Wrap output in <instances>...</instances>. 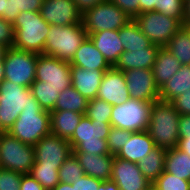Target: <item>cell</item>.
<instances>
[{
    "label": "cell",
    "mask_w": 190,
    "mask_h": 190,
    "mask_svg": "<svg viewBox=\"0 0 190 190\" xmlns=\"http://www.w3.org/2000/svg\"><path fill=\"white\" fill-rule=\"evenodd\" d=\"M89 100H87L72 85L60 92L54 110H71L85 113Z\"/></svg>",
    "instance_id": "obj_30"
},
{
    "label": "cell",
    "mask_w": 190,
    "mask_h": 190,
    "mask_svg": "<svg viewBox=\"0 0 190 190\" xmlns=\"http://www.w3.org/2000/svg\"><path fill=\"white\" fill-rule=\"evenodd\" d=\"M6 49L7 48L5 46H3V45L0 44V61L3 60L4 53H5Z\"/></svg>",
    "instance_id": "obj_57"
},
{
    "label": "cell",
    "mask_w": 190,
    "mask_h": 190,
    "mask_svg": "<svg viewBox=\"0 0 190 190\" xmlns=\"http://www.w3.org/2000/svg\"><path fill=\"white\" fill-rule=\"evenodd\" d=\"M52 190H76V184L60 182Z\"/></svg>",
    "instance_id": "obj_52"
},
{
    "label": "cell",
    "mask_w": 190,
    "mask_h": 190,
    "mask_svg": "<svg viewBox=\"0 0 190 190\" xmlns=\"http://www.w3.org/2000/svg\"><path fill=\"white\" fill-rule=\"evenodd\" d=\"M37 54L9 47L2 60L5 80L23 87H30L35 81Z\"/></svg>",
    "instance_id": "obj_10"
},
{
    "label": "cell",
    "mask_w": 190,
    "mask_h": 190,
    "mask_svg": "<svg viewBox=\"0 0 190 190\" xmlns=\"http://www.w3.org/2000/svg\"><path fill=\"white\" fill-rule=\"evenodd\" d=\"M134 20L146 37L160 47H165L183 26L177 19L156 11L140 13Z\"/></svg>",
    "instance_id": "obj_11"
},
{
    "label": "cell",
    "mask_w": 190,
    "mask_h": 190,
    "mask_svg": "<svg viewBox=\"0 0 190 190\" xmlns=\"http://www.w3.org/2000/svg\"><path fill=\"white\" fill-rule=\"evenodd\" d=\"M111 181L120 190H150L152 183L141 173L137 163L114 157Z\"/></svg>",
    "instance_id": "obj_14"
},
{
    "label": "cell",
    "mask_w": 190,
    "mask_h": 190,
    "mask_svg": "<svg viewBox=\"0 0 190 190\" xmlns=\"http://www.w3.org/2000/svg\"><path fill=\"white\" fill-rule=\"evenodd\" d=\"M154 190H190V181L163 172L153 183Z\"/></svg>",
    "instance_id": "obj_37"
},
{
    "label": "cell",
    "mask_w": 190,
    "mask_h": 190,
    "mask_svg": "<svg viewBox=\"0 0 190 190\" xmlns=\"http://www.w3.org/2000/svg\"><path fill=\"white\" fill-rule=\"evenodd\" d=\"M128 130L111 127L107 137V145L110 154L116 155L118 151L125 145L126 140H129L131 134Z\"/></svg>",
    "instance_id": "obj_38"
},
{
    "label": "cell",
    "mask_w": 190,
    "mask_h": 190,
    "mask_svg": "<svg viewBox=\"0 0 190 190\" xmlns=\"http://www.w3.org/2000/svg\"><path fill=\"white\" fill-rule=\"evenodd\" d=\"M94 46L103 54L111 67L115 65L119 56L124 52V46L118 35V30H104L88 35Z\"/></svg>",
    "instance_id": "obj_22"
},
{
    "label": "cell",
    "mask_w": 190,
    "mask_h": 190,
    "mask_svg": "<svg viewBox=\"0 0 190 190\" xmlns=\"http://www.w3.org/2000/svg\"><path fill=\"white\" fill-rule=\"evenodd\" d=\"M20 190H45L44 187L30 174H22Z\"/></svg>",
    "instance_id": "obj_45"
},
{
    "label": "cell",
    "mask_w": 190,
    "mask_h": 190,
    "mask_svg": "<svg viewBox=\"0 0 190 190\" xmlns=\"http://www.w3.org/2000/svg\"><path fill=\"white\" fill-rule=\"evenodd\" d=\"M13 28L14 48L43 54L50 24L43 19L40 11L21 12L17 15Z\"/></svg>",
    "instance_id": "obj_2"
},
{
    "label": "cell",
    "mask_w": 190,
    "mask_h": 190,
    "mask_svg": "<svg viewBox=\"0 0 190 190\" xmlns=\"http://www.w3.org/2000/svg\"><path fill=\"white\" fill-rule=\"evenodd\" d=\"M180 115L171 102L160 99L153 102L147 132L155 146L169 149L178 145Z\"/></svg>",
    "instance_id": "obj_1"
},
{
    "label": "cell",
    "mask_w": 190,
    "mask_h": 190,
    "mask_svg": "<svg viewBox=\"0 0 190 190\" xmlns=\"http://www.w3.org/2000/svg\"><path fill=\"white\" fill-rule=\"evenodd\" d=\"M34 150V165L55 166L58 170L73 153L69 140L52 134L41 138L34 145Z\"/></svg>",
    "instance_id": "obj_13"
},
{
    "label": "cell",
    "mask_w": 190,
    "mask_h": 190,
    "mask_svg": "<svg viewBox=\"0 0 190 190\" xmlns=\"http://www.w3.org/2000/svg\"><path fill=\"white\" fill-rule=\"evenodd\" d=\"M5 80L4 76V66L2 61H0V84Z\"/></svg>",
    "instance_id": "obj_54"
},
{
    "label": "cell",
    "mask_w": 190,
    "mask_h": 190,
    "mask_svg": "<svg viewBox=\"0 0 190 190\" xmlns=\"http://www.w3.org/2000/svg\"><path fill=\"white\" fill-rule=\"evenodd\" d=\"M83 115L85 113H77L71 110L51 111L50 134L69 140Z\"/></svg>",
    "instance_id": "obj_24"
},
{
    "label": "cell",
    "mask_w": 190,
    "mask_h": 190,
    "mask_svg": "<svg viewBox=\"0 0 190 190\" xmlns=\"http://www.w3.org/2000/svg\"><path fill=\"white\" fill-rule=\"evenodd\" d=\"M184 20H190V0H185V17Z\"/></svg>",
    "instance_id": "obj_53"
},
{
    "label": "cell",
    "mask_w": 190,
    "mask_h": 190,
    "mask_svg": "<svg viewBox=\"0 0 190 190\" xmlns=\"http://www.w3.org/2000/svg\"><path fill=\"white\" fill-rule=\"evenodd\" d=\"M178 125L179 138H182L185 134H190V115H180Z\"/></svg>",
    "instance_id": "obj_47"
},
{
    "label": "cell",
    "mask_w": 190,
    "mask_h": 190,
    "mask_svg": "<svg viewBox=\"0 0 190 190\" xmlns=\"http://www.w3.org/2000/svg\"><path fill=\"white\" fill-rule=\"evenodd\" d=\"M22 174L0 167V190H20Z\"/></svg>",
    "instance_id": "obj_39"
},
{
    "label": "cell",
    "mask_w": 190,
    "mask_h": 190,
    "mask_svg": "<svg viewBox=\"0 0 190 190\" xmlns=\"http://www.w3.org/2000/svg\"><path fill=\"white\" fill-rule=\"evenodd\" d=\"M111 127L110 122L92 121L83 115L69 139L73 152H90L96 155L110 154L107 137Z\"/></svg>",
    "instance_id": "obj_5"
},
{
    "label": "cell",
    "mask_w": 190,
    "mask_h": 190,
    "mask_svg": "<svg viewBox=\"0 0 190 190\" xmlns=\"http://www.w3.org/2000/svg\"><path fill=\"white\" fill-rule=\"evenodd\" d=\"M30 174L44 187L52 190L59 184L58 169L55 166L33 165Z\"/></svg>",
    "instance_id": "obj_35"
},
{
    "label": "cell",
    "mask_w": 190,
    "mask_h": 190,
    "mask_svg": "<svg viewBox=\"0 0 190 190\" xmlns=\"http://www.w3.org/2000/svg\"><path fill=\"white\" fill-rule=\"evenodd\" d=\"M153 102L130 98L123 104L113 105L110 124L130 132L146 131Z\"/></svg>",
    "instance_id": "obj_7"
},
{
    "label": "cell",
    "mask_w": 190,
    "mask_h": 190,
    "mask_svg": "<svg viewBox=\"0 0 190 190\" xmlns=\"http://www.w3.org/2000/svg\"><path fill=\"white\" fill-rule=\"evenodd\" d=\"M164 171L190 181V155L177 146L167 149Z\"/></svg>",
    "instance_id": "obj_27"
},
{
    "label": "cell",
    "mask_w": 190,
    "mask_h": 190,
    "mask_svg": "<svg viewBox=\"0 0 190 190\" xmlns=\"http://www.w3.org/2000/svg\"><path fill=\"white\" fill-rule=\"evenodd\" d=\"M181 115H190V89L171 101Z\"/></svg>",
    "instance_id": "obj_42"
},
{
    "label": "cell",
    "mask_w": 190,
    "mask_h": 190,
    "mask_svg": "<svg viewBox=\"0 0 190 190\" xmlns=\"http://www.w3.org/2000/svg\"><path fill=\"white\" fill-rule=\"evenodd\" d=\"M79 160L72 153L58 170L59 182L72 184L84 175Z\"/></svg>",
    "instance_id": "obj_34"
},
{
    "label": "cell",
    "mask_w": 190,
    "mask_h": 190,
    "mask_svg": "<svg viewBox=\"0 0 190 190\" xmlns=\"http://www.w3.org/2000/svg\"><path fill=\"white\" fill-rule=\"evenodd\" d=\"M182 66L178 59L165 47H160L153 65V75L160 89Z\"/></svg>",
    "instance_id": "obj_25"
},
{
    "label": "cell",
    "mask_w": 190,
    "mask_h": 190,
    "mask_svg": "<svg viewBox=\"0 0 190 190\" xmlns=\"http://www.w3.org/2000/svg\"><path fill=\"white\" fill-rule=\"evenodd\" d=\"M79 160L84 173L101 181H109L112 174V164L115 155H96L85 152H73Z\"/></svg>",
    "instance_id": "obj_19"
},
{
    "label": "cell",
    "mask_w": 190,
    "mask_h": 190,
    "mask_svg": "<svg viewBox=\"0 0 190 190\" xmlns=\"http://www.w3.org/2000/svg\"><path fill=\"white\" fill-rule=\"evenodd\" d=\"M167 149L155 147L138 163L141 173L153 183L163 172Z\"/></svg>",
    "instance_id": "obj_28"
},
{
    "label": "cell",
    "mask_w": 190,
    "mask_h": 190,
    "mask_svg": "<svg viewBox=\"0 0 190 190\" xmlns=\"http://www.w3.org/2000/svg\"><path fill=\"white\" fill-rule=\"evenodd\" d=\"M98 190H120L115 182L109 180V181H103L100 185Z\"/></svg>",
    "instance_id": "obj_51"
},
{
    "label": "cell",
    "mask_w": 190,
    "mask_h": 190,
    "mask_svg": "<svg viewBox=\"0 0 190 190\" xmlns=\"http://www.w3.org/2000/svg\"><path fill=\"white\" fill-rule=\"evenodd\" d=\"M124 76L130 98L147 102L159 100V88L152 69H131L124 71Z\"/></svg>",
    "instance_id": "obj_15"
},
{
    "label": "cell",
    "mask_w": 190,
    "mask_h": 190,
    "mask_svg": "<svg viewBox=\"0 0 190 190\" xmlns=\"http://www.w3.org/2000/svg\"><path fill=\"white\" fill-rule=\"evenodd\" d=\"M70 65L91 71L93 69L109 70L111 68L103 54L94 46V43L88 37L77 49Z\"/></svg>",
    "instance_id": "obj_23"
},
{
    "label": "cell",
    "mask_w": 190,
    "mask_h": 190,
    "mask_svg": "<svg viewBox=\"0 0 190 190\" xmlns=\"http://www.w3.org/2000/svg\"><path fill=\"white\" fill-rule=\"evenodd\" d=\"M154 11V0H140V13Z\"/></svg>",
    "instance_id": "obj_50"
},
{
    "label": "cell",
    "mask_w": 190,
    "mask_h": 190,
    "mask_svg": "<svg viewBox=\"0 0 190 190\" xmlns=\"http://www.w3.org/2000/svg\"><path fill=\"white\" fill-rule=\"evenodd\" d=\"M50 112L42 107L23 109L8 133L24 144L34 146L41 138L50 134Z\"/></svg>",
    "instance_id": "obj_6"
},
{
    "label": "cell",
    "mask_w": 190,
    "mask_h": 190,
    "mask_svg": "<svg viewBox=\"0 0 190 190\" xmlns=\"http://www.w3.org/2000/svg\"><path fill=\"white\" fill-rule=\"evenodd\" d=\"M182 65H190V34L182 26L165 46Z\"/></svg>",
    "instance_id": "obj_31"
},
{
    "label": "cell",
    "mask_w": 190,
    "mask_h": 190,
    "mask_svg": "<svg viewBox=\"0 0 190 190\" xmlns=\"http://www.w3.org/2000/svg\"><path fill=\"white\" fill-rule=\"evenodd\" d=\"M35 80L60 88V92L72 85L70 62L55 57L37 54Z\"/></svg>",
    "instance_id": "obj_12"
},
{
    "label": "cell",
    "mask_w": 190,
    "mask_h": 190,
    "mask_svg": "<svg viewBox=\"0 0 190 190\" xmlns=\"http://www.w3.org/2000/svg\"><path fill=\"white\" fill-rule=\"evenodd\" d=\"M97 98L106 101L112 106L128 101L130 96L124 72L116 70L113 67L107 70L101 80Z\"/></svg>",
    "instance_id": "obj_17"
},
{
    "label": "cell",
    "mask_w": 190,
    "mask_h": 190,
    "mask_svg": "<svg viewBox=\"0 0 190 190\" xmlns=\"http://www.w3.org/2000/svg\"><path fill=\"white\" fill-rule=\"evenodd\" d=\"M154 11L177 19L183 25L185 17V0H154Z\"/></svg>",
    "instance_id": "obj_33"
},
{
    "label": "cell",
    "mask_w": 190,
    "mask_h": 190,
    "mask_svg": "<svg viewBox=\"0 0 190 190\" xmlns=\"http://www.w3.org/2000/svg\"><path fill=\"white\" fill-rule=\"evenodd\" d=\"M183 27L190 34V20H184Z\"/></svg>",
    "instance_id": "obj_56"
},
{
    "label": "cell",
    "mask_w": 190,
    "mask_h": 190,
    "mask_svg": "<svg viewBox=\"0 0 190 190\" xmlns=\"http://www.w3.org/2000/svg\"><path fill=\"white\" fill-rule=\"evenodd\" d=\"M155 147V143L147 130L133 132L129 140H126L125 145L115 156L138 164Z\"/></svg>",
    "instance_id": "obj_21"
},
{
    "label": "cell",
    "mask_w": 190,
    "mask_h": 190,
    "mask_svg": "<svg viewBox=\"0 0 190 190\" xmlns=\"http://www.w3.org/2000/svg\"><path fill=\"white\" fill-rule=\"evenodd\" d=\"M88 37L82 23L72 25H50L43 55L71 62L79 46Z\"/></svg>",
    "instance_id": "obj_4"
},
{
    "label": "cell",
    "mask_w": 190,
    "mask_h": 190,
    "mask_svg": "<svg viewBox=\"0 0 190 190\" xmlns=\"http://www.w3.org/2000/svg\"><path fill=\"white\" fill-rule=\"evenodd\" d=\"M40 14L50 25H72L82 23V13L73 0H44Z\"/></svg>",
    "instance_id": "obj_16"
},
{
    "label": "cell",
    "mask_w": 190,
    "mask_h": 190,
    "mask_svg": "<svg viewBox=\"0 0 190 190\" xmlns=\"http://www.w3.org/2000/svg\"><path fill=\"white\" fill-rule=\"evenodd\" d=\"M4 11V19L14 23L18 15L17 12H15L14 0H5Z\"/></svg>",
    "instance_id": "obj_46"
},
{
    "label": "cell",
    "mask_w": 190,
    "mask_h": 190,
    "mask_svg": "<svg viewBox=\"0 0 190 190\" xmlns=\"http://www.w3.org/2000/svg\"><path fill=\"white\" fill-rule=\"evenodd\" d=\"M134 19L140 14V0H108Z\"/></svg>",
    "instance_id": "obj_41"
},
{
    "label": "cell",
    "mask_w": 190,
    "mask_h": 190,
    "mask_svg": "<svg viewBox=\"0 0 190 190\" xmlns=\"http://www.w3.org/2000/svg\"><path fill=\"white\" fill-rule=\"evenodd\" d=\"M112 105L99 98L89 100L85 115L92 121L110 122Z\"/></svg>",
    "instance_id": "obj_36"
},
{
    "label": "cell",
    "mask_w": 190,
    "mask_h": 190,
    "mask_svg": "<svg viewBox=\"0 0 190 190\" xmlns=\"http://www.w3.org/2000/svg\"><path fill=\"white\" fill-rule=\"evenodd\" d=\"M107 70H88L77 66H71L72 86L87 100L97 98L98 89L104 73Z\"/></svg>",
    "instance_id": "obj_20"
},
{
    "label": "cell",
    "mask_w": 190,
    "mask_h": 190,
    "mask_svg": "<svg viewBox=\"0 0 190 190\" xmlns=\"http://www.w3.org/2000/svg\"><path fill=\"white\" fill-rule=\"evenodd\" d=\"M41 107L30 87L4 80L0 84V133L8 132L23 109Z\"/></svg>",
    "instance_id": "obj_3"
},
{
    "label": "cell",
    "mask_w": 190,
    "mask_h": 190,
    "mask_svg": "<svg viewBox=\"0 0 190 190\" xmlns=\"http://www.w3.org/2000/svg\"><path fill=\"white\" fill-rule=\"evenodd\" d=\"M34 163V146L24 144L8 132L0 133V167L28 174Z\"/></svg>",
    "instance_id": "obj_8"
},
{
    "label": "cell",
    "mask_w": 190,
    "mask_h": 190,
    "mask_svg": "<svg viewBox=\"0 0 190 190\" xmlns=\"http://www.w3.org/2000/svg\"><path fill=\"white\" fill-rule=\"evenodd\" d=\"M160 46L152 44L143 49H129L124 51L113 66L119 71L131 69H152Z\"/></svg>",
    "instance_id": "obj_18"
},
{
    "label": "cell",
    "mask_w": 190,
    "mask_h": 190,
    "mask_svg": "<svg viewBox=\"0 0 190 190\" xmlns=\"http://www.w3.org/2000/svg\"><path fill=\"white\" fill-rule=\"evenodd\" d=\"M190 89V65L180 69L159 89V99L171 102Z\"/></svg>",
    "instance_id": "obj_26"
},
{
    "label": "cell",
    "mask_w": 190,
    "mask_h": 190,
    "mask_svg": "<svg viewBox=\"0 0 190 190\" xmlns=\"http://www.w3.org/2000/svg\"><path fill=\"white\" fill-rule=\"evenodd\" d=\"M102 182L103 181L99 179L84 174L82 177H80L76 182H73L72 184H76V190H98L99 185Z\"/></svg>",
    "instance_id": "obj_43"
},
{
    "label": "cell",
    "mask_w": 190,
    "mask_h": 190,
    "mask_svg": "<svg viewBox=\"0 0 190 190\" xmlns=\"http://www.w3.org/2000/svg\"><path fill=\"white\" fill-rule=\"evenodd\" d=\"M31 94L38 101L40 106L46 111H53L58 96L60 94V88H54L46 85L44 81L35 80L30 86Z\"/></svg>",
    "instance_id": "obj_32"
},
{
    "label": "cell",
    "mask_w": 190,
    "mask_h": 190,
    "mask_svg": "<svg viewBox=\"0 0 190 190\" xmlns=\"http://www.w3.org/2000/svg\"><path fill=\"white\" fill-rule=\"evenodd\" d=\"M78 10L83 14L86 10L93 8L95 5L105 0H73Z\"/></svg>",
    "instance_id": "obj_48"
},
{
    "label": "cell",
    "mask_w": 190,
    "mask_h": 190,
    "mask_svg": "<svg viewBox=\"0 0 190 190\" xmlns=\"http://www.w3.org/2000/svg\"><path fill=\"white\" fill-rule=\"evenodd\" d=\"M132 18L108 0L95 5L82 14V24L87 35L104 30H119Z\"/></svg>",
    "instance_id": "obj_9"
},
{
    "label": "cell",
    "mask_w": 190,
    "mask_h": 190,
    "mask_svg": "<svg viewBox=\"0 0 190 190\" xmlns=\"http://www.w3.org/2000/svg\"><path fill=\"white\" fill-rule=\"evenodd\" d=\"M118 35L124 46V51H129V49H143L153 44L140 30L134 19L121 27L118 30Z\"/></svg>",
    "instance_id": "obj_29"
},
{
    "label": "cell",
    "mask_w": 190,
    "mask_h": 190,
    "mask_svg": "<svg viewBox=\"0 0 190 190\" xmlns=\"http://www.w3.org/2000/svg\"><path fill=\"white\" fill-rule=\"evenodd\" d=\"M177 147L190 155V134H185L180 138Z\"/></svg>",
    "instance_id": "obj_49"
},
{
    "label": "cell",
    "mask_w": 190,
    "mask_h": 190,
    "mask_svg": "<svg viewBox=\"0 0 190 190\" xmlns=\"http://www.w3.org/2000/svg\"><path fill=\"white\" fill-rule=\"evenodd\" d=\"M4 5H5V0H0V17L4 19Z\"/></svg>",
    "instance_id": "obj_55"
},
{
    "label": "cell",
    "mask_w": 190,
    "mask_h": 190,
    "mask_svg": "<svg viewBox=\"0 0 190 190\" xmlns=\"http://www.w3.org/2000/svg\"><path fill=\"white\" fill-rule=\"evenodd\" d=\"M44 0H14L15 12L20 14L23 11H40Z\"/></svg>",
    "instance_id": "obj_44"
},
{
    "label": "cell",
    "mask_w": 190,
    "mask_h": 190,
    "mask_svg": "<svg viewBox=\"0 0 190 190\" xmlns=\"http://www.w3.org/2000/svg\"><path fill=\"white\" fill-rule=\"evenodd\" d=\"M0 44L6 48L14 45L13 23L0 17Z\"/></svg>",
    "instance_id": "obj_40"
}]
</instances>
